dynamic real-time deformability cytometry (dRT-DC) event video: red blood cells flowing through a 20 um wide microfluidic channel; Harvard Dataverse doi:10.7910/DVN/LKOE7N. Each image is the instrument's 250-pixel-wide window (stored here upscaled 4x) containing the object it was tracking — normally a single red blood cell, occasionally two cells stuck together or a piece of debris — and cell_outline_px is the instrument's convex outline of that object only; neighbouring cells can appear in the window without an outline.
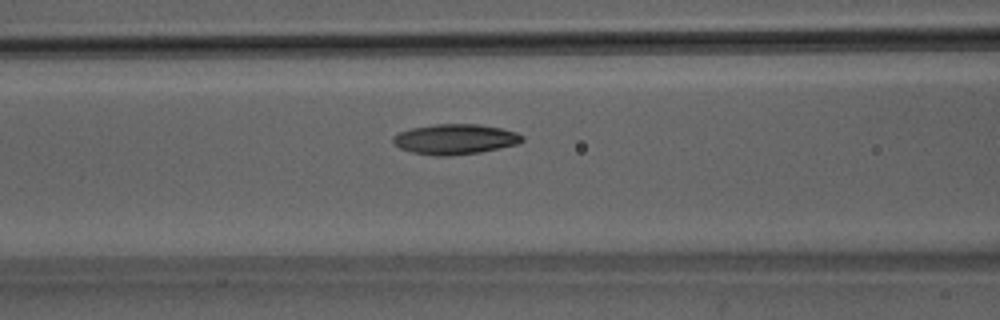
{"species": "Egyptian fruit bat (a non-hibernating species)", "species_latin": "Rousettus aegyptiacus", "temperature_condition": "room temperature", "stored_images_in_passage": 38, "camera_frame_rate_fps": 3000, "um_per_image_px": 0.085, "animal": {"sex": "male"}, "frame": {"image": 1, "passage_image": 9, "time_ms": 2.667, "image_size_px": [1000, 320], "cell_outline_px": [[524, 140], [520, 144], [480, 152], [452, 156], [436, 156], [412, 152], [400, 148], [392, 140], [392, 136], [400, 132], [412, 128], [436, 124], [480, 124], [500, 128], [516, 132], [524, 136]], "centroid_in_image_um": [38.72, 11.83], "position_along_channel_um": 127.9, "area_um2": 22.83}}
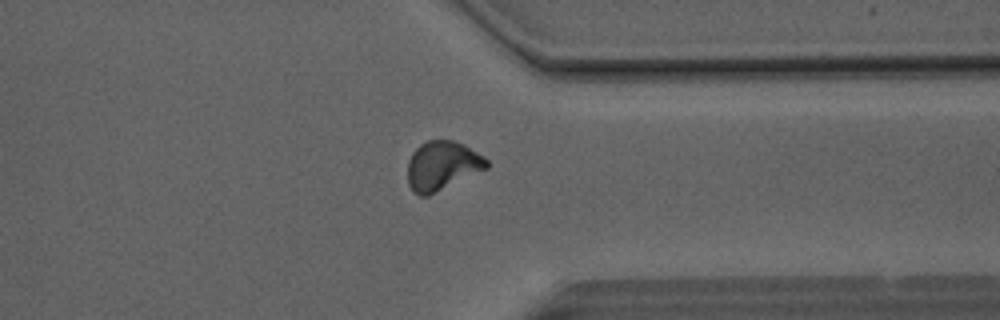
{"frame": {"image": 2, "passage_image": 27, "time_ms": 8.667, "image_size_px": [1000, 320], "cell_outline_px": [[488, 168], [428, 196], [420, 196], [408, 184], [408, 160], [412, 152], [420, 144], [428, 140], [452, 140], [464, 144], [484, 156], [488, 160]], "centroid_in_image_um": [37.59, 14.07], "position_along_channel_um": 373.8, "area_um2": 22.6}}
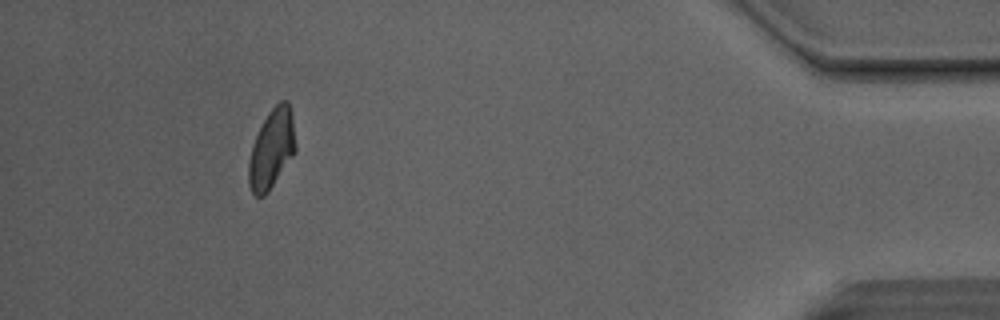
{"frame": {"image": 3, "passage_image": 34, "time_ms": 11.0, "image_size_px": [1000, 320], "cell_outline_px": [[296, 152], [268, 192], [264, 196], [256, 196], [252, 192], [248, 184], [248, 160], [252, 144], [268, 112], [280, 100], [288, 100], [292, 116], [296, 148]], "centroid_in_image_um": [23.09, 12.67], "position_along_channel_um": 412.1, "area_um2": 21.68}, "authors_computed_cell_mechanics": {"area_um2": 21.9062, "velocity_mm_per_s": 4.1467, "shape_relaxation_time_tau1_ms": 8.234, "shape_relaxation_time_tau2_ms": 2.4328, "deformation_change_tau1": 0.1995, "deformation_change_tau2": 0.0833}}